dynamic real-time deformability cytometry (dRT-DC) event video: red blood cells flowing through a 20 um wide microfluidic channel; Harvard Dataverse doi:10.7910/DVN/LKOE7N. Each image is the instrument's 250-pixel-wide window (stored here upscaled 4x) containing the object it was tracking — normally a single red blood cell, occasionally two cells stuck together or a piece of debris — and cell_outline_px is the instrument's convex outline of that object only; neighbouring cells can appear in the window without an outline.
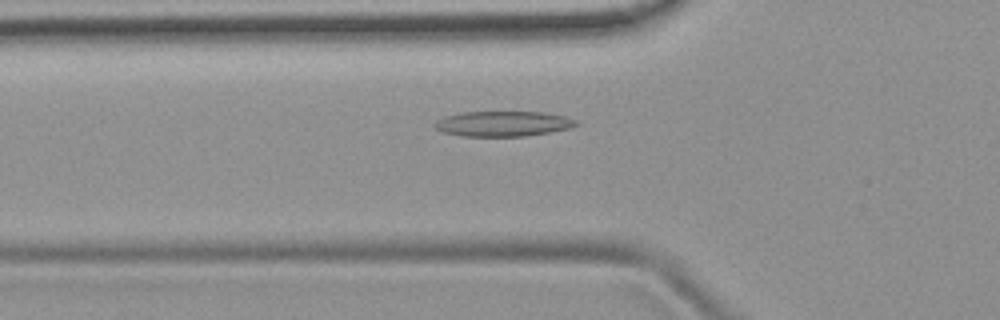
{"species": "common noctule bat (a hibernating species)", "species_latin": "Nyctalus noctula", "temperature_condition": "room temperature", "stored_images_in_passage": 52, "camera_frame_rate_fps": 3000, "um_per_image_px": 0.085, "animal": {"sex": "female", "body_mass_g": 19.9}, "frame": {"image": 1, "passage_image": 18, "time_ms": 5.667, "image_size_px": [1000, 320], "cell_outline_px": [[580, 124], [568, 128], [548, 132], [524, 136], [460, 136], [444, 132], [436, 128], [432, 124], [436, 120], [444, 116], [460, 112], [544, 112], [564, 116], [576, 120]], "centroid_in_image_um": [42.71, 10.51], "position_along_channel_um": 83.1, "area_um2": 20.75}}
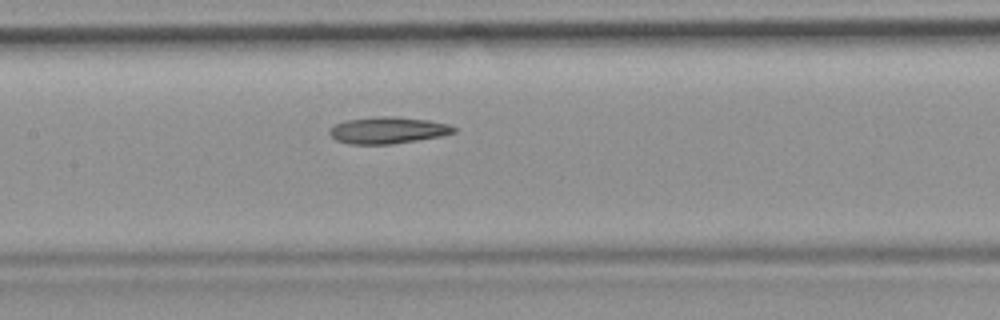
{"frame": {"image": 2, "passage_image": 25, "time_ms": 8.0, "image_size_px": [1000, 320], "cell_outline_px": [[456, 132], [440, 136], [392, 144], [348, 144], [336, 140], [328, 132], [336, 124], [344, 120], [376, 116], [396, 116], [428, 120], [448, 124], [456, 128]], "centroid_in_image_um": [32.96, 11.06], "position_along_channel_um": 174.4, "area_um2": 19.31}}
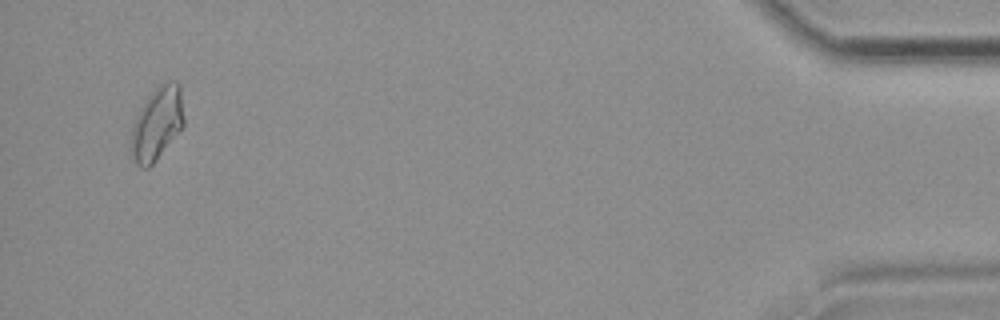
{"frame": {"image": 3, "passage_image": 50, "time_ms": 16.333, "image_size_px": [1000, 320], "cell_outline_px": [[184, 124], [152, 164], [148, 168], [140, 168], [132, 160], [128, 152], [128, 148], [132, 128], [136, 116], [140, 108], [148, 96], [160, 84], [168, 80], [176, 80], [180, 84], [184, 116]], "centroid_in_image_um": [13.3, 10.51], "position_along_channel_um": 421.9, "area_um2": 22.72}, "authors_computed_cell_mechanics": {"area_um2": 20.1433, "velocity_mm_per_s": 3.8997, "shape_relaxation_time_tau1_ms": null, "shape_relaxation_time_tau2_ms": 4.4926, "deformation_change_tau1": null, "deformation_change_tau2": 0.1295}}